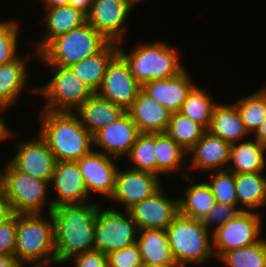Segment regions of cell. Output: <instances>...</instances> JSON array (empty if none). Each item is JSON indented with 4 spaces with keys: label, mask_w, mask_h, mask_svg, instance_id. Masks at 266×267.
I'll list each match as a JSON object with an SVG mask.
<instances>
[{
    "label": "cell",
    "mask_w": 266,
    "mask_h": 267,
    "mask_svg": "<svg viewBox=\"0 0 266 267\" xmlns=\"http://www.w3.org/2000/svg\"><path fill=\"white\" fill-rule=\"evenodd\" d=\"M99 201L65 204L50 213L54 220L56 265L75 255L95 250L94 228Z\"/></svg>",
    "instance_id": "1"
},
{
    "label": "cell",
    "mask_w": 266,
    "mask_h": 267,
    "mask_svg": "<svg viewBox=\"0 0 266 267\" xmlns=\"http://www.w3.org/2000/svg\"><path fill=\"white\" fill-rule=\"evenodd\" d=\"M41 113L38 135L47 142L56 161H77L94 149L93 135L73 112L42 110Z\"/></svg>",
    "instance_id": "2"
},
{
    "label": "cell",
    "mask_w": 266,
    "mask_h": 267,
    "mask_svg": "<svg viewBox=\"0 0 266 267\" xmlns=\"http://www.w3.org/2000/svg\"><path fill=\"white\" fill-rule=\"evenodd\" d=\"M16 230L15 257L22 267L56 265L54 220L51 213L47 217L42 213L16 214Z\"/></svg>",
    "instance_id": "3"
},
{
    "label": "cell",
    "mask_w": 266,
    "mask_h": 267,
    "mask_svg": "<svg viewBox=\"0 0 266 267\" xmlns=\"http://www.w3.org/2000/svg\"><path fill=\"white\" fill-rule=\"evenodd\" d=\"M121 45L118 43V53L141 86L152 80L174 77L185 68L180 63L179 51L164 41L139 43L129 53Z\"/></svg>",
    "instance_id": "4"
},
{
    "label": "cell",
    "mask_w": 266,
    "mask_h": 267,
    "mask_svg": "<svg viewBox=\"0 0 266 267\" xmlns=\"http://www.w3.org/2000/svg\"><path fill=\"white\" fill-rule=\"evenodd\" d=\"M1 170V196L11 207L13 214H41L53 208L48 198L49 182L18 171L9 161Z\"/></svg>",
    "instance_id": "5"
},
{
    "label": "cell",
    "mask_w": 266,
    "mask_h": 267,
    "mask_svg": "<svg viewBox=\"0 0 266 267\" xmlns=\"http://www.w3.org/2000/svg\"><path fill=\"white\" fill-rule=\"evenodd\" d=\"M109 42L88 22L52 39L39 53L45 66L70 67L100 52Z\"/></svg>",
    "instance_id": "6"
},
{
    "label": "cell",
    "mask_w": 266,
    "mask_h": 267,
    "mask_svg": "<svg viewBox=\"0 0 266 267\" xmlns=\"http://www.w3.org/2000/svg\"><path fill=\"white\" fill-rule=\"evenodd\" d=\"M175 262L187 267L214 256L212 232L199 219L178 215L165 230Z\"/></svg>",
    "instance_id": "7"
},
{
    "label": "cell",
    "mask_w": 266,
    "mask_h": 267,
    "mask_svg": "<svg viewBox=\"0 0 266 267\" xmlns=\"http://www.w3.org/2000/svg\"><path fill=\"white\" fill-rule=\"evenodd\" d=\"M52 78L37 87V95L43 96L42 110L73 112L94 93L74 74L70 67L48 66Z\"/></svg>",
    "instance_id": "8"
},
{
    "label": "cell",
    "mask_w": 266,
    "mask_h": 267,
    "mask_svg": "<svg viewBox=\"0 0 266 267\" xmlns=\"http://www.w3.org/2000/svg\"><path fill=\"white\" fill-rule=\"evenodd\" d=\"M123 212L116 207L101 209L100 204L94 228L96 251L108 255L137 242L139 229L128 210Z\"/></svg>",
    "instance_id": "9"
},
{
    "label": "cell",
    "mask_w": 266,
    "mask_h": 267,
    "mask_svg": "<svg viewBox=\"0 0 266 267\" xmlns=\"http://www.w3.org/2000/svg\"><path fill=\"white\" fill-rule=\"evenodd\" d=\"M262 219L260 212L242 211L215 230L212 233L214 257L219 259L225 252L259 242Z\"/></svg>",
    "instance_id": "10"
},
{
    "label": "cell",
    "mask_w": 266,
    "mask_h": 267,
    "mask_svg": "<svg viewBox=\"0 0 266 267\" xmlns=\"http://www.w3.org/2000/svg\"><path fill=\"white\" fill-rule=\"evenodd\" d=\"M135 5L132 0H93L87 22L108 42L122 43Z\"/></svg>",
    "instance_id": "11"
},
{
    "label": "cell",
    "mask_w": 266,
    "mask_h": 267,
    "mask_svg": "<svg viewBox=\"0 0 266 267\" xmlns=\"http://www.w3.org/2000/svg\"><path fill=\"white\" fill-rule=\"evenodd\" d=\"M141 89L128 63L118 53L109 63L97 94L127 111Z\"/></svg>",
    "instance_id": "12"
},
{
    "label": "cell",
    "mask_w": 266,
    "mask_h": 267,
    "mask_svg": "<svg viewBox=\"0 0 266 267\" xmlns=\"http://www.w3.org/2000/svg\"><path fill=\"white\" fill-rule=\"evenodd\" d=\"M164 192L163 187H161L152 196L145 198L128 209V213L139 230H166L179 215V197L172 199L167 197L166 192Z\"/></svg>",
    "instance_id": "13"
},
{
    "label": "cell",
    "mask_w": 266,
    "mask_h": 267,
    "mask_svg": "<svg viewBox=\"0 0 266 267\" xmlns=\"http://www.w3.org/2000/svg\"><path fill=\"white\" fill-rule=\"evenodd\" d=\"M15 147L16 154L8 161L18 171L50 182L57 161L47 142L39 135L19 141Z\"/></svg>",
    "instance_id": "14"
},
{
    "label": "cell",
    "mask_w": 266,
    "mask_h": 267,
    "mask_svg": "<svg viewBox=\"0 0 266 267\" xmlns=\"http://www.w3.org/2000/svg\"><path fill=\"white\" fill-rule=\"evenodd\" d=\"M115 159L118 160V158L93 149L89 154L76 161L80 167L89 196L92 192L102 194L103 197L105 196L108 199L112 196L116 174L118 168H120L114 161Z\"/></svg>",
    "instance_id": "15"
},
{
    "label": "cell",
    "mask_w": 266,
    "mask_h": 267,
    "mask_svg": "<svg viewBox=\"0 0 266 267\" xmlns=\"http://www.w3.org/2000/svg\"><path fill=\"white\" fill-rule=\"evenodd\" d=\"M120 170L118 168L114 192L109 199L123 204L124 210L152 196L163 186L158 175L131 168Z\"/></svg>",
    "instance_id": "16"
},
{
    "label": "cell",
    "mask_w": 266,
    "mask_h": 267,
    "mask_svg": "<svg viewBox=\"0 0 266 267\" xmlns=\"http://www.w3.org/2000/svg\"><path fill=\"white\" fill-rule=\"evenodd\" d=\"M58 194L52 198L53 208L65 204L90 202L89 194L76 161H57L49 182ZM52 183V184H51Z\"/></svg>",
    "instance_id": "17"
},
{
    "label": "cell",
    "mask_w": 266,
    "mask_h": 267,
    "mask_svg": "<svg viewBox=\"0 0 266 267\" xmlns=\"http://www.w3.org/2000/svg\"><path fill=\"white\" fill-rule=\"evenodd\" d=\"M139 134L137 125L126 113L118 121L112 122L93 135V147L98 146L102 150L99 152L111 157H124L130 153Z\"/></svg>",
    "instance_id": "18"
},
{
    "label": "cell",
    "mask_w": 266,
    "mask_h": 267,
    "mask_svg": "<svg viewBox=\"0 0 266 267\" xmlns=\"http://www.w3.org/2000/svg\"><path fill=\"white\" fill-rule=\"evenodd\" d=\"M231 143L212 135L207 131L201 139L187 152L192 156L188 172L194 170L201 171H221L227 170L230 160Z\"/></svg>",
    "instance_id": "19"
},
{
    "label": "cell",
    "mask_w": 266,
    "mask_h": 267,
    "mask_svg": "<svg viewBox=\"0 0 266 267\" xmlns=\"http://www.w3.org/2000/svg\"><path fill=\"white\" fill-rule=\"evenodd\" d=\"M186 67L176 76L146 82L142 90L170 112H179L189 92L196 85Z\"/></svg>",
    "instance_id": "20"
},
{
    "label": "cell",
    "mask_w": 266,
    "mask_h": 267,
    "mask_svg": "<svg viewBox=\"0 0 266 267\" xmlns=\"http://www.w3.org/2000/svg\"><path fill=\"white\" fill-rule=\"evenodd\" d=\"M34 51L25 53L26 57L18 56L15 60L0 65V105L11 108L24 90L37 93V87H28L26 84L29 82L27 59H38V53Z\"/></svg>",
    "instance_id": "21"
},
{
    "label": "cell",
    "mask_w": 266,
    "mask_h": 267,
    "mask_svg": "<svg viewBox=\"0 0 266 267\" xmlns=\"http://www.w3.org/2000/svg\"><path fill=\"white\" fill-rule=\"evenodd\" d=\"M127 113L140 133H165L172 114L142 89Z\"/></svg>",
    "instance_id": "22"
},
{
    "label": "cell",
    "mask_w": 266,
    "mask_h": 267,
    "mask_svg": "<svg viewBox=\"0 0 266 267\" xmlns=\"http://www.w3.org/2000/svg\"><path fill=\"white\" fill-rule=\"evenodd\" d=\"M73 113L78 117L85 129L94 135L112 122L118 121L127 111L94 93L84 101Z\"/></svg>",
    "instance_id": "23"
},
{
    "label": "cell",
    "mask_w": 266,
    "mask_h": 267,
    "mask_svg": "<svg viewBox=\"0 0 266 267\" xmlns=\"http://www.w3.org/2000/svg\"><path fill=\"white\" fill-rule=\"evenodd\" d=\"M46 17L41 25H45V33L40 40H36L32 45L33 49L39 53L52 39L59 35L68 33L69 31L83 25L87 22V15L81 10L71 5L45 8Z\"/></svg>",
    "instance_id": "24"
},
{
    "label": "cell",
    "mask_w": 266,
    "mask_h": 267,
    "mask_svg": "<svg viewBox=\"0 0 266 267\" xmlns=\"http://www.w3.org/2000/svg\"><path fill=\"white\" fill-rule=\"evenodd\" d=\"M136 243L139 246L144 266L165 267L176 264L165 230H139Z\"/></svg>",
    "instance_id": "25"
},
{
    "label": "cell",
    "mask_w": 266,
    "mask_h": 267,
    "mask_svg": "<svg viewBox=\"0 0 266 267\" xmlns=\"http://www.w3.org/2000/svg\"><path fill=\"white\" fill-rule=\"evenodd\" d=\"M117 54L118 43L109 42L100 52L72 64L70 68L93 93H97L109 63Z\"/></svg>",
    "instance_id": "26"
},
{
    "label": "cell",
    "mask_w": 266,
    "mask_h": 267,
    "mask_svg": "<svg viewBox=\"0 0 266 267\" xmlns=\"http://www.w3.org/2000/svg\"><path fill=\"white\" fill-rule=\"evenodd\" d=\"M208 131L231 144L246 140V137L250 135L233 102L216 105Z\"/></svg>",
    "instance_id": "27"
},
{
    "label": "cell",
    "mask_w": 266,
    "mask_h": 267,
    "mask_svg": "<svg viewBox=\"0 0 266 267\" xmlns=\"http://www.w3.org/2000/svg\"><path fill=\"white\" fill-rule=\"evenodd\" d=\"M253 139L252 141L250 139L248 141H239L231 145L230 160L227 167L228 171L233 173H257L265 171L266 147L261 145L255 138Z\"/></svg>",
    "instance_id": "28"
},
{
    "label": "cell",
    "mask_w": 266,
    "mask_h": 267,
    "mask_svg": "<svg viewBox=\"0 0 266 267\" xmlns=\"http://www.w3.org/2000/svg\"><path fill=\"white\" fill-rule=\"evenodd\" d=\"M235 187L237 205L242 211L259 212L266 207V176L263 172L235 173Z\"/></svg>",
    "instance_id": "29"
},
{
    "label": "cell",
    "mask_w": 266,
    "mask_h": 267,
    "mask_svg": "<svg viewBox=\"0 0 266 267\" xmlns=\"http://www.w3.org/2000/svg\"><path fill=\"white\" fill-rule=\"evenodd\" d=\"M183 176L187 182L193 184L179 198V214L187 218L202 220L216 204L212 190L206 181L194 184L187 171L183 172Z\"/></svg>",
    "instance_id": "30"
},
{
    "label": "cell",
    "mask_w": 266,
    "mask_h": 267,
    "mask_svg": "<svg viewBox=\"0 0 266 267\" xmlns=\"http://www.w3.org/2000/svg\"><path fill=\"white\" fill-rule=\"evenodd\" d=\"M154 154L157 164V175L169 176L171 174L172 176L180 167L184 168L186 154L188 153L166 133H155Z\"/></svg>",
    "instance_id": "31"
},
{
    "label": "cell",
    "mask_w": 266,
    "mask_h": 267,
    "mask_svg": "<svg viewBox=\"0 0 266 267\" xmlns=\"http://www.w3.org/2000/svg\"><path fill=\"white\" fill-rule=\"evenodd\" d=\"M216 102L205 89L195 85L183 102L179 112L202 125L208 131L214 109L218 104Z\"/></svg>",
    "instance_id": "32"
},
{
    "label": "cell",
    "mask_w": 266,
    "mask_h": 267,
    "mask_svg": "<svg viewBox=\"0 0 266 267\" xmlns=\"http://www.w3.org/2000/svg\"><path fill=\"white\" fill-rule=\"evenodd\" d=\"M250 136L254 135L266 118V87L234 102Z\"/></svg>",
    "instance_id": "33"
},
{
    "label": "cell",
    "mask_w": 266,
    "mask_h": 267,
    "mask_svg": "<svg viewBox=\"0 0 266 267\" xmlns=\"http://www.w3.org/2000/svg\"><path fill=\"white\" fill-rule=\"evenodd\" d=\"M207 132L200 124L180 112L171 114L165 133L170 136L185 151H189Z\"/></svg>",
    "instance_id": "34"
},
{
    "label": "cell",
    "mask_w": 266,
    "mask_h": 267,
    "mask_svg": "<svg viewBox=\"0 0 266 267\" xmlns=\"http://www.w3.org/2000/svg\"><path fill=\"white\" fill-rule=\"evenodd\" d=\"M218 260L228 267H266V239L225 252Z\"/></svg>",
    "instance_id": "35"
},
{
    "label": "cell",
    "mask_w": 266,
    "mask_h": 267,
    "mask_svg": "<svg viewBox=\"0 0 266 267\" xmlns=\"http://www.w3.org/2000/svg\"><path fill=\"white\" fill-rule=\"evenodd\" d=\"M155 133H140L127 155L129 162L134 164L131 169L145 171L157 175L155 159Z\"/></svg>",
    "instance_id": "36"
},
{
    "label": "cell",
    "mask_w": 266,
    "mask_h": 267,
    "mask_svg": "<svg viewBox=\"0 0 266 267\" xmlns=\"http://www.w3.org/2000/svg\"><path fill=\"white\" fill-rule=\"evenodd\" d=\"M209 181L213 196L218 203L237 205L235 187V173L228 170L213 171L209 173Z\"/></svg>",
    "instance_id": "37"
},
{
    "label": "cell",
    "mask_w": 266,
    "mask_h": 267,
    "mask_svg": "<svg viewBox=\"0 0 266 267\" xmlns=\"http://www.w3.org/2000/svg\"><path fill=\"white\" fill-rule=\"evenodd\" d=\"M20 23L14 19L0 21V65L15 60L18 56Z\"/></svg>",
    "instance_id": "38"
},
{
    "label": "cell",
    "mask_w": 266,
    "mask_h": 267,
    "mask_svg": "<svg viewBox=\"0 0 266 267\" xmlns=\"http://www.w3.org/2000/svg\"><path fill=\"white\" fill-rule=\"evenodd\" d=\"M241 212L242 210L238 207V205L216 202L215 206L201 221L202 224L213 233L215 230L227 223L230 219L235 218Z\"/></svg>",
    "instance_id": "39"
},
{
    "label": "cell",
    "mask_w": 266,
    "mask_h": 267,
    "mask_svg": "<svg viewBox=\"0 0 266 267\" xmlns=\"http://www.w3.org/2000/svg\"><path fill=\"white\" fill-rule=\"evenodd\" d=\"M108 267H143L140 249L137 243L107 255Z\"/></svg>",
    "instance_id": "40"
},
{
    "label": "cell",
    "mask_w": 266,
    "mask_h": 267,
    "mask_svg": "<svg viewBox=\"0 0 266 267\" xmlns=\"http://www.w3.org/2000/svg\"><path fill=\"white\" fill-rule=\"evenodd\" d=\"M16 214L0 225V254L15 256Z\"/></svg>",
    "instance_id": "41"
},
{
    "label": "cell",
    "mask_w": 266,
    "mask_h": 267,
    "mask_svg": "<svg viewBox=\"0 0 266 267\" xmlns=\"http://www.w3.org/2000/svg\"><path fill=\"white\" fill-rule=\"evenodd\" d=\"M71 259L75 267H108L107 255L96 250L75 255L67 262H71Z\"/></svg>",
    "instance_id": "42"
},
{
    "label": "cell",
    "mask_w": 266,
    "mask_h": 267,
    "mask_svg": "<svg viewBox=\"0 0 266 267\" xmlns=\"http://www.w3.org/2000/svg\"><path fill=\"white\" fill-rule=\"evenodd\" d=\"M8 111V108L0 105V142H4V140L14 138L15 133L12 128L6 125V118L2 117V113ZM10 128V129H9Z\"/></svg>",
    "instance_id": "43"
},
{
    "label": "cell",
    "mask_w": 266,
    "mask_h": 267,
    "mask_svg": "<svg viewBox=\"0 0 266 267\" xmlns=\"http://www.w3.org/2000/svg\"><path fill=\"white\" fill-rule=\"evenodd\" d=\"M13 215L11 207L4 200L2 196H0V225L6 222Z\"/></svg>",
    "instance_id": "44"
},
{
    "label": "cell",
    "mask_w": 266,
    "mask_h": 267,
    "mask_svg": "<svg viewBox=\"0 0 266 267\" xmlns=\"http://www.w3.org/2000/svg\"><path fill=\"white\" fill-rule=\"evenodd\" d=\"M92 3L93 0H69V5L81 10L86 15L89 13Z\"/></svg>",
    "instance_id": "45"
},
{
    "label": "cell",
    "mask_w": 266,
    "mask_h": 267,
    "mask_svg": "<svg viewBox=\"0 0 266 267\" xmlns=\"http://www.w3.org/2000/svg\"><path fill=\"white\" fill-rule=\"evenodd\" d=\"M0 267H22L15 256L0 254Z\"/></svg>",
    "instance_id": "46"
},
{
    "label": "cell",
    "mask_w": 266,
    "mask_h": 267,
    "mask_svg": "<svg viewBox=\"0 0 266 267\" xmlns=\"http://www.w3.org/2000/svg\"><path fill=\"white\" fill-rule=\"evenodd\" d=\"M254 138L263 146L266 147V118L262 122L260 128L254 134Z\"/></svg>",
    "instance_id": "47"
},
{
    "label": "cell",
    "mask_w": 266,
    "mask_h": 267,
    "mask_svg": "<svg viewBox=\"0 0 266 267\" xmlns=\"http://www.w3.org/2000/svg\"><path fill=\"white\" fill-rule=\"evenodd\" d=\"M45 8L59 7L69 5V0H41Z\"/></svg>",
    "instance_id": "48"
},
{
    "label": "cell",
    "mask_w": 266,
    "mask_h": 267,
    "mask_svg": "<svg viewBox=\"0 0 266 267\" xmlns=\"http://www.w3.org/2000/svg\"><path fill=\"white\" fill-rule=\"evenodd\" d=\"M143 267H148V266H143ZM165 267H184L182 265H179V264H172V265H169V266H165Z\"/></svg>",
    "instance_id": "49"
},
{
    "label": "cell",
    "mask_w": 266,
    "mask_h": 267,
    "mask_svg": "<svg viewBox=\"0 0 266 267\" xmlns=\"http://www.w3.org/2000/svg\"><path fill=\"white\" fill-rule=\"evenodd\" d=\"M1 170L2 169H0V196H1Z\"/></svg>",
    "instance_id": "50"
},
{
    "label": "cell",
    "mask_w": 266,
    "mask_h": 267,
    "mask_svg": "<svg viewBox=\"0 0 266 267\" xmlns=\"http://www.w3.org/2000/svg\"><path fill=\"white\" fill-rule=\"evenodd\" d=\"M132 1H134L137 4V3H140V2H142L144 0H132Z\"/></svg>",
    "instance_id": "51"
}]
</instances>
